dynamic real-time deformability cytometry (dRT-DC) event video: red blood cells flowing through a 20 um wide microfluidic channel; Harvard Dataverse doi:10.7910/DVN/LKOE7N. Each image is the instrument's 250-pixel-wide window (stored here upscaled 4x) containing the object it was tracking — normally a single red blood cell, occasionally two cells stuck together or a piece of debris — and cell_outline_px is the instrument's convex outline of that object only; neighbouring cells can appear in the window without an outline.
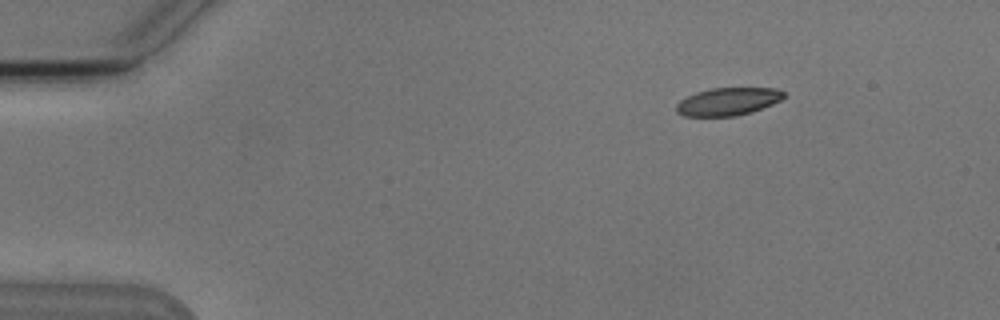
{"species": "Egyptian fruit bat (a non-hibernating species)", "species_latin": "Rousettus aegyptiacus", "temperature_condition": "cold", "stored_images_in_passage": 6, "camera_frame_rate_fps": 3000, "um_per_image_px": 0.085, "animal": {"sex": "male"}, "frame": {"image": 1, "passage_image": 2, "time_ms": 1.333, "image_size_px": [1000, 320], "cell_outline_px": [[784, 96], [780, 100], [772, 104], [752, 112], [736, 116], [684, 116], [676, 112], [676, 104], [680, 100], [696, 92], [712, 88], [776, 88], [784, 92]], "centroid_in_image_um": [61.86, 8.63], "position_along_channel_um": 23.1, "area_um2": 17.34}}
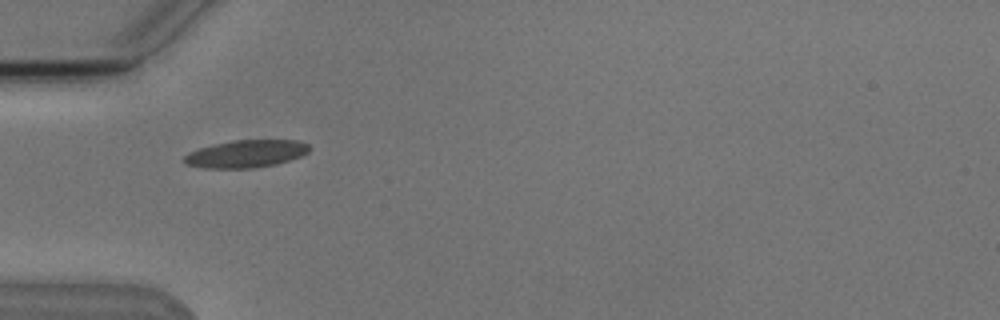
{"frame": {"image": 2, "passage_image": 5, "time_ms": 4.667, "image_size_px": [1000, 320], "cell_outline_px": [[312, 148], [304, 156], [276, 164], [252, 168], [204, 168], [184, 164], [184, 156], [188, 152], [212, 144], [232, 140], [300, 140], [308, 144]], "centroid_in_image_um": [20.94, 13.07], "position_along_channel_um": 64.1, "area_um2": 20.35}}